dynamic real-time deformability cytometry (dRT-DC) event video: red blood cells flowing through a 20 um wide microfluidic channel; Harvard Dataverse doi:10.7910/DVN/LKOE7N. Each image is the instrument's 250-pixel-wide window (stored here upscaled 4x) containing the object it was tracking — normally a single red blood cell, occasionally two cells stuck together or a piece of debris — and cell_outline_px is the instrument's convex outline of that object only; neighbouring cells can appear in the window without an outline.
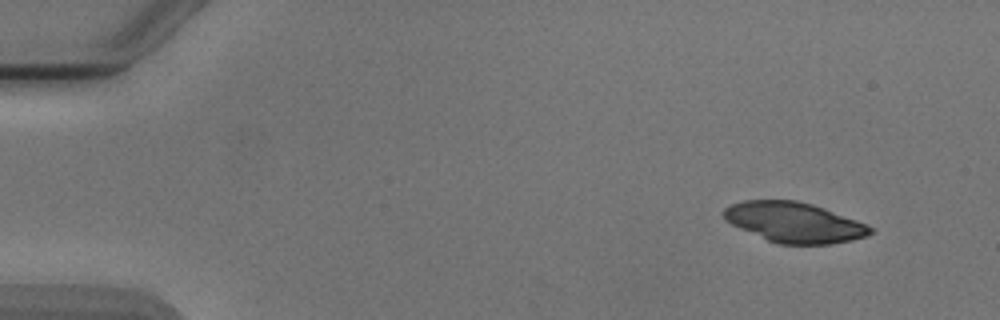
{"species": "Egyptian fruit bat (a non-hibernating species)", "species_latin": "Rousettus aegyptiacus", "temperature_condition": "cold", "stored_images_in_passage": 2, "camera_frame_rate_fps": 3000, "um_per_image_px": 0.085, "animal": {"sex": "male"}, "frame": {"image": 1, "passage_image": 2, "time_ms": 2.0, "image_size_px": [1000, 320], "cell_outline_px": [[872, 232], [864, 236], [852, 240], [832, 244], [776, 244], [740, 228], [724, 220], [724, 208], [732, 204], [744, 200], [796, 200], [812, 204], [824, 208], [856, 220], [872, 228]], "centroid_in_image_um": [67.48, 18.9], "position_along_channel_um": 17.5, "area_um2": 33.99}}